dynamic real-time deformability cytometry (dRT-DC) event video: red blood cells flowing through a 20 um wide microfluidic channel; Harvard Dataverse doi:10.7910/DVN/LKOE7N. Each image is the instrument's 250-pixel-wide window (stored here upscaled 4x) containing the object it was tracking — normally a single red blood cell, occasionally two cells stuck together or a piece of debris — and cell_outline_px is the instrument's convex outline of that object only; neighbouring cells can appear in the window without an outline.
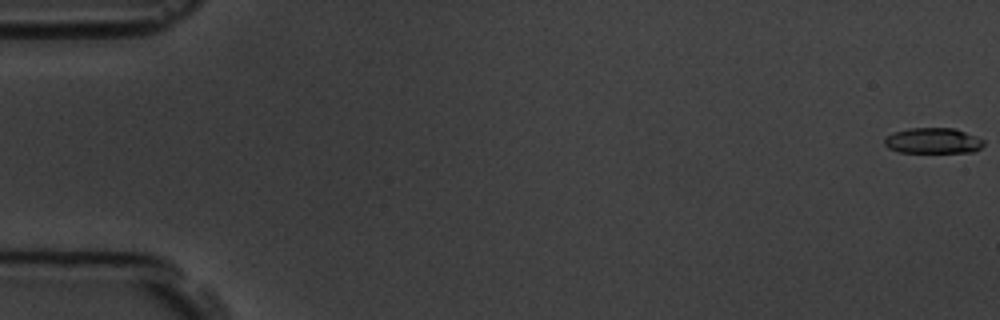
{"species": "common noctule bat (a hibernating species)", "species_latin": "Nyctalus noctula", "temperature_condition": "room temperature", "stored_images_in_passage": 6, "camera_frame_rate_fps": 3000, "um_per_image_px": 0.085, "animal": {"sex": "male", "body_mass_g": 19.5, "forearm_length_mm": 54.6}, "frame": {"image": 1, "passage_image": 1, "time_ms": 0.0, "image_size_px": [1000, 320], "cell_outline_px": [[984, 144], [976, 152], [900, 152], [888, 148], [884, 144], [884, 140], [888, 136], [896, 132], [908, 128], [952, 128], [964, 132], [984, 140]], "centroid_in_image_um": [79.31, 11.97], "position_along_channel_um": 5.7, "area_um2": 14.62}}